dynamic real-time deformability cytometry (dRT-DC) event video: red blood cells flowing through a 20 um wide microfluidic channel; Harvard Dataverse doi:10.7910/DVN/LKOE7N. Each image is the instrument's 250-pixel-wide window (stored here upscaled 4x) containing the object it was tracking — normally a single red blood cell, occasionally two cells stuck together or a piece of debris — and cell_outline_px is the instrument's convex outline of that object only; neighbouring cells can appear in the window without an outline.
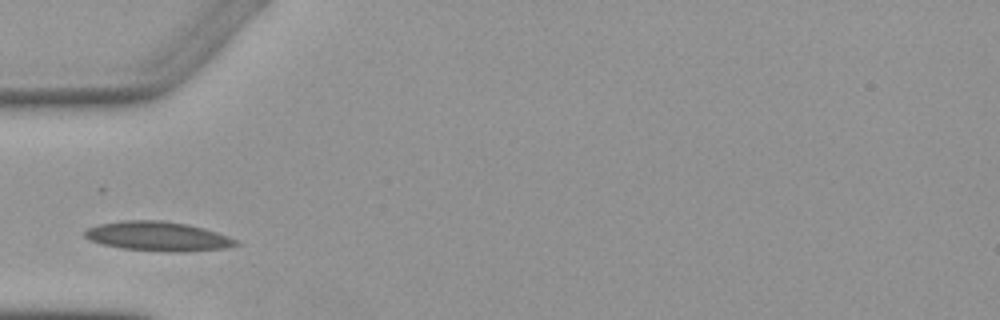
{"species": "Egyptian fruit bat (a non-hibernating species)", "species_latin": "Rousettus aegyptiacus", "temperature_condition": "warm", "stored_images_in_passage": 2, "camera_frame_rate_fps": 3000, "um_per_image_px": 0.085, "animal": {"sex": "female"}, "frame": {"image": 1, "passage_image": 2, "time_ms": 1.333, "image_size_px": [1000, 320], "cell_outline_px": [[240, 244], [224, 248], [184, 252], [168, 252], [120, 248], [100, 244], [88, 240], [84, 236], [84, 232], [88, 228], [100, 224], [124, 220], [160, 220], [188, 224], [204, 228], [228, 236], [236, 240]], "centroid_in_image_um": [13.4, 20.09], "position_along_channel_um": 71.6, "area_um2": 25.95}}